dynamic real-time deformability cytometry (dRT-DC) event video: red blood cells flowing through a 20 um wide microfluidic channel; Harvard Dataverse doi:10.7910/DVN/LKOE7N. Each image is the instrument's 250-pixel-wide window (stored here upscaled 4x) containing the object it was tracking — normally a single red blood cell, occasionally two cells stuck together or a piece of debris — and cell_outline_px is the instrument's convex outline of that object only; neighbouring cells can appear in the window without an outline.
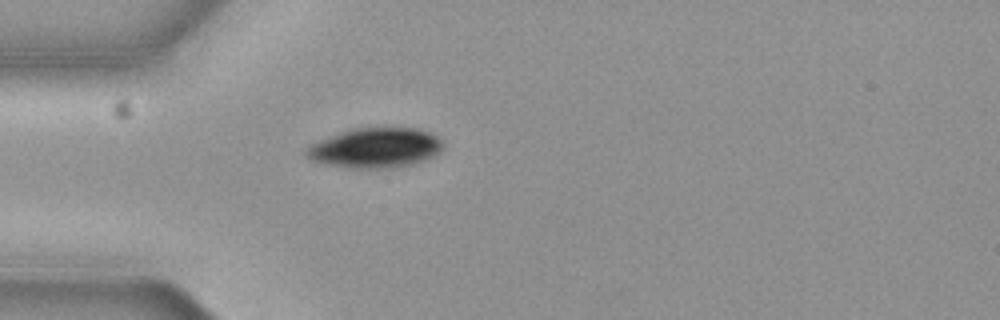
{"species": "common noctule bat (a hibernating species)", "species_latin": "Nyctalus noctula", "temperature_condition": "cold", "stored_images_in_passage": 2, "camera_frame_rate_fps": 3000, "um_per_image_px": 0.085, "animal": {"sex": "female", "body_mass_g": 19.3, "forearm_length_mm": 54.1}, "frame": {"image": 1, "passage_image": 2, "time_ms": 0.333, "image_size_px": [1000, 320], "cell_outline_px": [[444, 144], [432, 156], [424, 160], [412, 164], [392, 168], [356, 168], [312, 160], [304, 152], [312, 144], [320, 140], [348, 128], [376, 124], [380, 124], [416, 128], [432, 132], [444, 140]], "centroid_in_image_um": [31.97, 12.48], "position_along_channel_um": 53.0, "area_um2": 32.48}}